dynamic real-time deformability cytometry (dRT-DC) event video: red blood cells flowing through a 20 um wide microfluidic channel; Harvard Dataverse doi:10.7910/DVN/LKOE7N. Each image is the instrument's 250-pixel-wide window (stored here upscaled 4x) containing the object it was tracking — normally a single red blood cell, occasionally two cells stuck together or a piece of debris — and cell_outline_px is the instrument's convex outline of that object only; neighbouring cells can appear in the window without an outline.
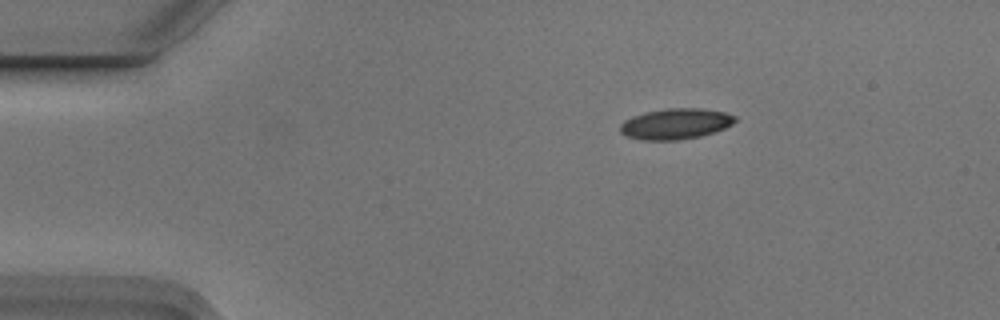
{"species": "Egyptian fruit bat (a non-hibernating species)", "species_latin": "Rousettus aegyptiacus", "temperature_condition": "cold", "stored_images_in_passage": 2, "camera_frame_rate_fps": 3000, "um_per_image_px": 0.085, "animal": {"sex": "male"}, "frame": {"image": 1, "passage_image": 1, "time_ms": 0.0, "image_size_px": [1000, 320], "cell_outline_px": [[736, 120], [732, 124], [724, 128], [700, 136], [676, 140], [644, 140], [624, 136], [620, 132], [620, 124], [624, 120], [632, 116], [644, 112], [668, 108], [700, 108], [724, 112], [736, 116]], "centroid_in_image_um": [57.38, 10.52], "position_along_channel_um": 27.6, "area_um2": 20.58}}